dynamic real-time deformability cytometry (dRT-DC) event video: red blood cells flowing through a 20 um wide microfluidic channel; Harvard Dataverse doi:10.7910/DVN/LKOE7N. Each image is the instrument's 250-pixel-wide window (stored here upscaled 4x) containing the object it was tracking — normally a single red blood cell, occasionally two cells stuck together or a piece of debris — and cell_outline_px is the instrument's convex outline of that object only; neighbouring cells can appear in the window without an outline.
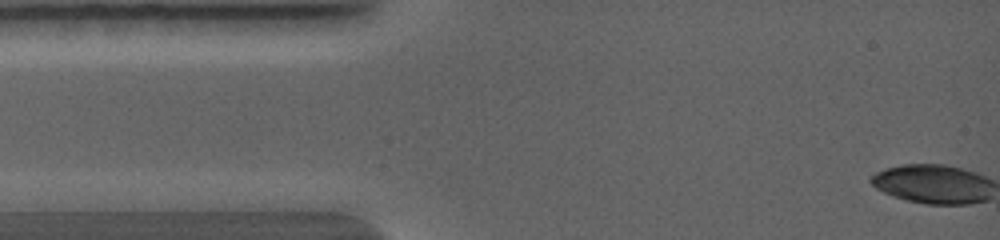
{"species": "common noctule bat (a hibernating species)", "species_latin": "Nyctalus noctula", "temperature_condition": "warm", "stored_images_in_passage": 2, "camera_frame_rate_fps": 5000, "um_per_image_px": 0.085, "animal": {"sex": "female", "body_mass_g": 19.0, "forearm_length_mm": 56.7}, "frame": {"image": 1, "passage_image": 1, "time_ms": 0.0, "image_size_px": [1000, 240], "cell_outline_px": [[984, 200], [964, 204], [932, 204], [908, 200], [896, 196], [872, 184], [872, 180], [880, 172], [892, 168], [916, 164], [928, 164], [952, 168], [976, 176], [984, 180]], "centroid_in_image_um": [79.16, 15.68], "position_along_channel_um": 5.8, "area_um2": 24.68}}